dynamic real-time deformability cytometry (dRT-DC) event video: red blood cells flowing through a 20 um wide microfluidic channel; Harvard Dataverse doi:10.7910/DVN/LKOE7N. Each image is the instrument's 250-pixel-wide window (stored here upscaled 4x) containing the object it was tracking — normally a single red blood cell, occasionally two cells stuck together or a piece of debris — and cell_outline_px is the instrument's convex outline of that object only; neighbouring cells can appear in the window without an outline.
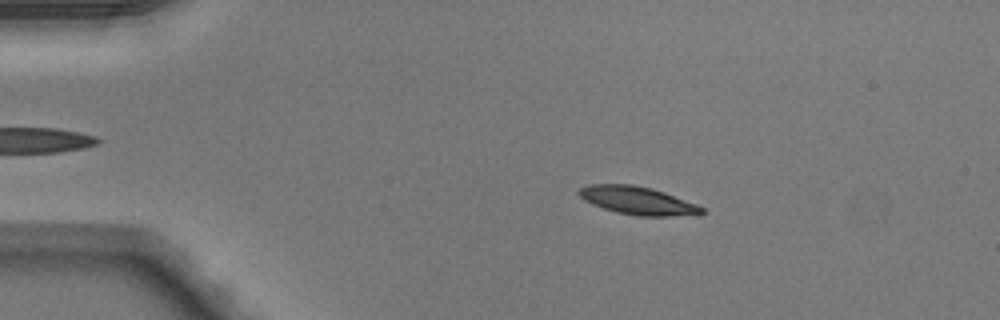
{"species": "Egyptian fruit bat (a non-hibernating species)", "species_latin": "Rousettus aegyptiacus", "temperature_condition": "warm", "stored_images_in_passage": 49, "camera_frame_rate_fps": 3000, "um_per_image_px": 0.085, "animal": {"sex": "male"}, "frame": {"image": 1, "passage_image": 9, "time_ms": 2.667, "image_size_px": [1000, 320], "cell_outline_px": [[704, 212], [700, 216], [636, 216], [616, 212], [592, 204], [584, 200], [576, 192], [580, 188], [588, 184], [632, 184], [652, 188], [664, 192], [696, 204], [704, 208]], "centroid_in_image_um": [54.23, 17.06], "position_along_channel_um": 30.8, "area_um2": 20.29}}
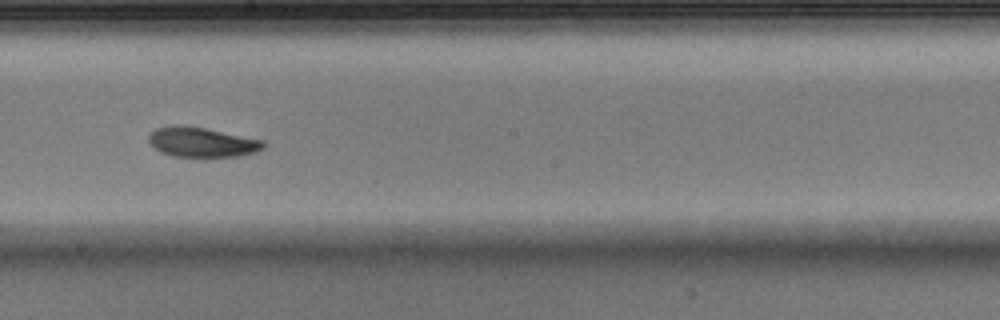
{"frame": {"image": 2, "passage_image": 28, "time_ms": 9.0, "image_size_px": [1000, 320], "cell_outline_px": [[268, 144], [264, 148], [256, 152], [240, 156], [172, 156], [160, 152], [152, 148], [148, 140], [148, 136], [156, 128], [172, 124], [180, 124], [204, 128], [264, 140]], "centroid_in_image_um": [17.14, 12.07], "position_along_channel_um": 231.1, "area_um2": 20.11}}
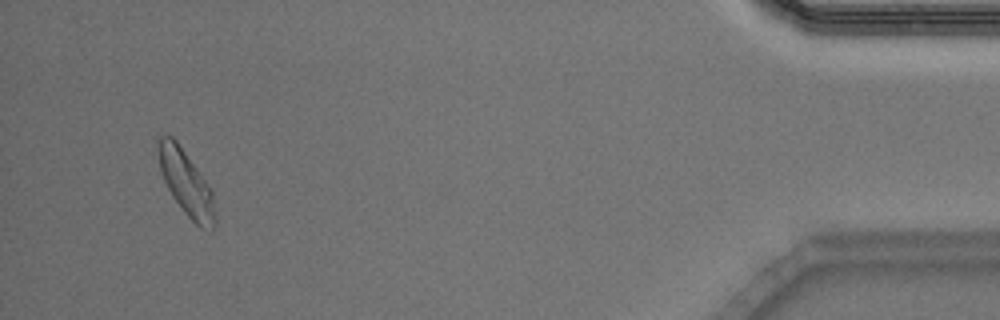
{"frame": {"image": 3, "passage_image": 47, "time_ms": 15.333, "image_size_px": [1000, 320], "cell_outline_px": [[216, 224], [212, 228], [200, 228], [184, 212], [172, 196], [160, 172], [156, 148], [160, 136], [172, 136], [176, 140], [204, 180], [212, 192], [216, 220]], "centroid_in_image_um": [15.78, 15.55], "position_along_channel_um": 419.4, "area_um2": 21.04}, "authors_computed_cell_mechanics": {"area_um2": 20.0566, "velocity_mm_per_s": 4.0864, "shape_relaxation_time_tau1_ms": 3.5567, "shape_relaxation_time_tau2_ms": 4.5001, "deformation_change_tau1": 0.1558, "deformation_change_tau2": 0.0883}}